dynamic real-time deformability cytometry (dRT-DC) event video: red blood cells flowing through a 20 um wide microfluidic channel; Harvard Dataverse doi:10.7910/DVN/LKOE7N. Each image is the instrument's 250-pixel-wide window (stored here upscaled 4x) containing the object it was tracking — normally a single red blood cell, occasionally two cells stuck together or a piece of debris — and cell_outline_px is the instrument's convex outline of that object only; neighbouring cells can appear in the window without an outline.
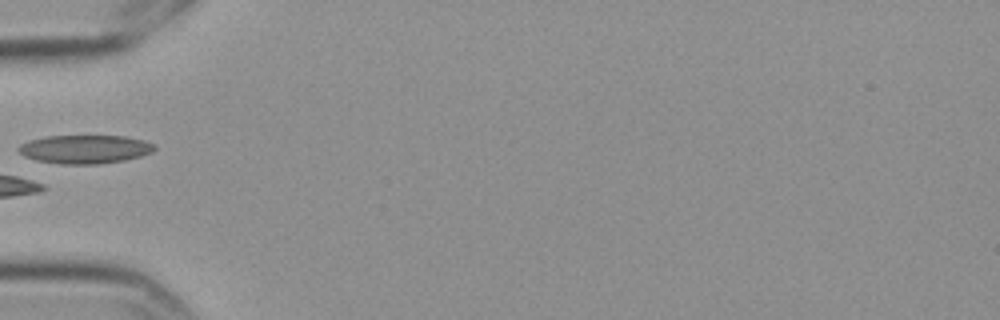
{"species": "Egyptian fruit bat (a non-hibernating species)", "species_latin": "Rousettus aegyptiacus", "temperature_condition": "cold", "stored_images_in_passage": 5, "camera_frame_rate_fps": 3000, "um_per_image_px": 0.085, "frame": {"image": 1, "passage_image": 4, "time_ms": 1.0, "image_size_px": [1000, 320], "cell_outline_px": [[156, 148], [152, 152], [140, 156], [124, 160], [100, 164], [60, 164], [36, 160], [24, 156], [16, 148], [20, 144], [28, 140], [44, 136], [124, 136], [144, 140], [156, 144]], "centroid_in_image_um": [7.21, 12.68], "position_along_channel_um": 77.8, "area_um2": 22.77}}
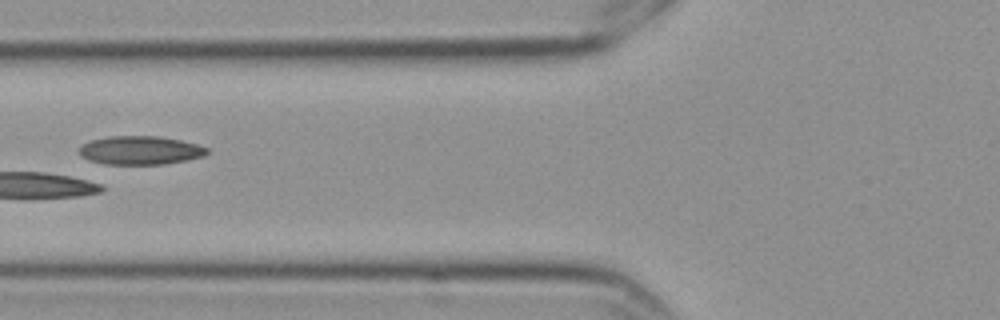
{"frame": {"image": 2, "passage_image": 5, "time_ms": 1.333, "image_size_px": [1000, 320], "cell_outline_px": [[208, 152], [204, 156], [164, 164], [104, 164], [88, 160], [80, 152], [80, 148], [84, 144], [92, 140], [108, 136], [160, 136], [180, 140], [196, 144], [208, 148]], "centroid_in_image_um": [11.94, 12.77], "position_along_channel_um": 113.9, "area_um2": 21.04}}